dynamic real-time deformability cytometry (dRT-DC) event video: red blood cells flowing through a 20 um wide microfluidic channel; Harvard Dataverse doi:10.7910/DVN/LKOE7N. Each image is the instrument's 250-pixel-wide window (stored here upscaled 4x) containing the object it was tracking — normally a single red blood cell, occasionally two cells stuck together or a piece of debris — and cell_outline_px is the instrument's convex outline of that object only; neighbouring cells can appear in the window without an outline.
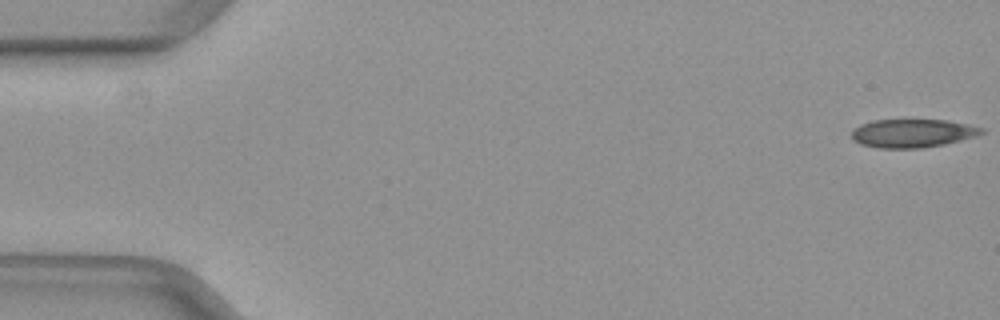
{"species": "common noctule bat (a hibernating species)", "species_latin": "Nyctalus noctula", "temperature_condition": "warm", "stored_images_in_passage": 9, "camera_frame_rate_fps": 3000, "um_per_image_px": 0.085, "animal": {"sex": "female", "body_mass_g": 29.2, "forearm_length_mm": 56.3}, "frame": {"image": 1, "passage_image": 1, "time_ms": 0.0, "image_size_px": [1000, 320], "cell_outline_px": [[984, 132], [972, 136], [944, 144], [920, 148], [880, 148], [860, 144], [852, 140], [852, 132], [860, 124], [872, 120], [904, 116], [944, 120], [968, 124], [984, 128]], "centroid_in_image_um": [77.49, 11.26], "position_along_channel_um": 7.5, "area_um2": 22.25}}